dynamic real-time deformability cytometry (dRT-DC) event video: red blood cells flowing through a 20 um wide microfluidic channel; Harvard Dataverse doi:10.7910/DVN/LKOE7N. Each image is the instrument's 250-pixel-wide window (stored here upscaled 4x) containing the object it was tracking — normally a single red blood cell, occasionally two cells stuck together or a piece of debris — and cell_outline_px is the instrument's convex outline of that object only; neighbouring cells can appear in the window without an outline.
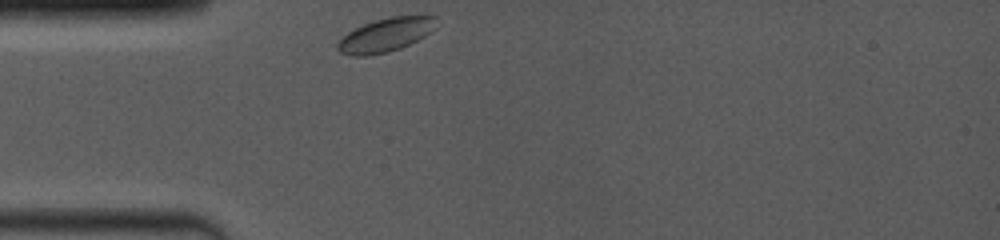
{"species": "common noctule bat (a hibernating species)", "species_latin": "Nyctalus noctula", "temperature_condition": "room temperature", "stored_images_in_passage": 3, "camera_frame_rate_fps": 4000, "um_per_image_px": 0.085, "animal": {"sex": "female", "body_mass_g": 19.0, "forearm_length_mm": 53.3}, "frame": {"image": 1, "passage_image": 1, "time_ms": 0.0, "image_size_px": [1000, 240], "cell_outline_px": [[436, 28], [424, 36], [400, 48], [388, 52], [368, 56], [352, 56], [340, 52], [336, 48], [336, 44], [348, 32], [364, 24], [376, 20], [392, 16], [436, 16]], "centroid_in_image_um": [32.77, 2.98], "position_along_channel_um": 52.2, "area_um2": 19.19}}
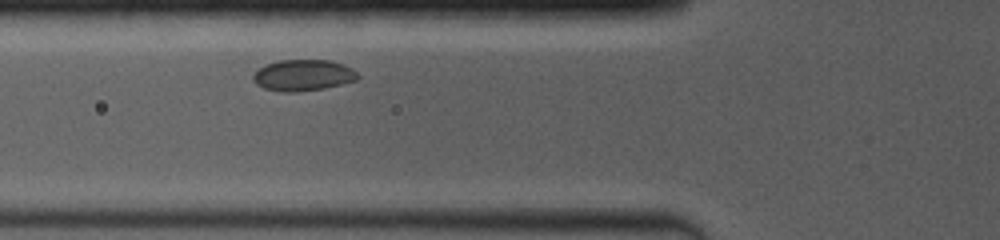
{"frame": {"image": 2, "passage_image": 3, "time_ms": 1.5, "image_size_px": [1000, 240], "cell_outline_px": [[360, 76], [356, 80], [324, 88], [296, 92], [284, 92], [264, 88], [256, 84], [252, 80], [252, 76], [264, 64], [280, 60], [328, 60], [344, 64], [352, 68]], "centroid_in_image_um": [25.75, 6.39], "position_along_channel_um": 100.0, "area_um2": 19.02}}